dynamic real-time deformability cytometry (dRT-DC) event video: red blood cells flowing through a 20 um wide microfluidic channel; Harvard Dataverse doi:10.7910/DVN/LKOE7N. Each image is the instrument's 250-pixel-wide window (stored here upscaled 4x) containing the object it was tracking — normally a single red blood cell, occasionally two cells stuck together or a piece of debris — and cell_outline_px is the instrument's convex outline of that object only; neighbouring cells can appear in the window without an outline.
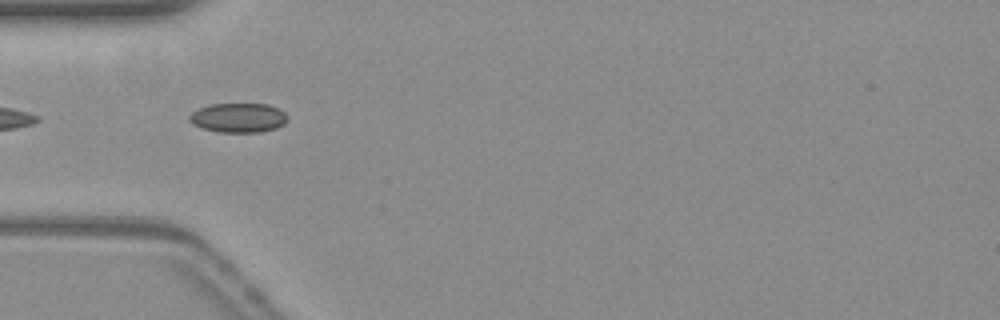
{"species": "common noctule bat (a hibernating species)", "species_latin": "Nyctalus noctula", "temperature_condition": "warm", "stored_images_in_passage": 9, "camera_frame_rate_fps": 3000, "um_per_image_px": 0.085, "animal": {"sex": "female", "body_mass_g": 19.3, "forearm_length_mm": 54.1}, "frame": {"image": 1, "passage_image": 1, "time_ms": 0.0, "image_size_px": [1000, 320], "cell_outline_px": [[288, 120], [284, 124], [276, 128], [260, 132], [220, 132], [204, 128], [192, 124], [188, 120], [188, 116], [192, 112], [200, 108], [212, 104], [268, 104], [280, 108], [288, 116]], "centroid_in_image_um": [20.29, 10.0], "position_along_channel_um": 64.7, "area_um2": 16.88}}
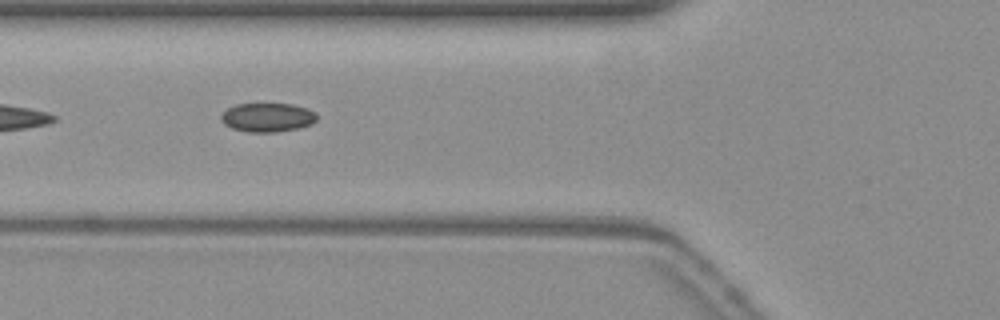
{"frame": {"image": 2, "passage_image": 4, "time_ms": 1.0, "image_size_px": [1000, 320], "cell_outline_px": [[316, 120], [312, 124], [296, 128], [276, 132], [248, 132], [232, 128], [224, 124], [220, 120], [220, 116], [228, 108], [236, 104], [292, 104], [316, 112]], "centroid_in_image_um": [22.71, 9.98], "position_along_channel_um": 103.1, "area_um2": 16.01}}